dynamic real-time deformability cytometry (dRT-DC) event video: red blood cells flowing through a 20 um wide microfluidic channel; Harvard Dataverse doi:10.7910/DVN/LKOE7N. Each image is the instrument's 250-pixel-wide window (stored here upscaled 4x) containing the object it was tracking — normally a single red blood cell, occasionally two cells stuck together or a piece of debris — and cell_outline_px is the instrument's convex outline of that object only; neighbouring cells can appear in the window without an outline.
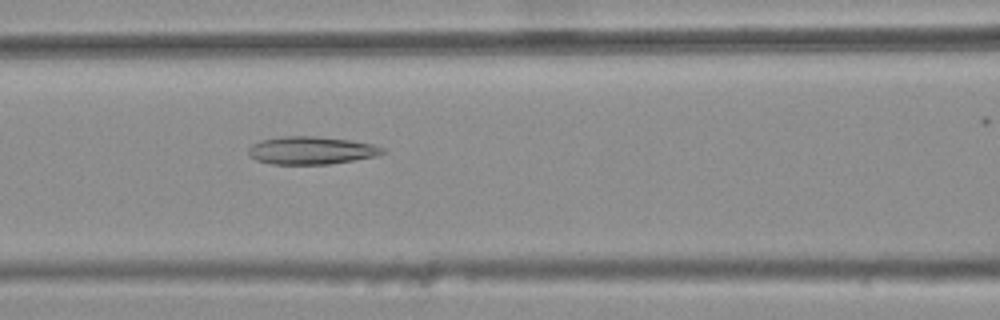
{"species": "common noctule bat (a hibernating species)", "species_latin": "Nyctalus noctula", "temperature_condition": "warm", "stored_images_in_passage": 48, "camera_frame_rate_fps": 3000, "um_per_image_px": 0.085, "animal": {"sex": "female", "body_mass_g": 25.1}, "frame": {"image": 1, "passage_image": 22, "time_ms": 7.0, "image_size_px": [1000, 320], "cell_outline_px": [[388, 152], [376, 156], [332, 164], [272, 164], [256, 160], [248, 152], [248, 148], [252, 144], [260, 140], [280, 136], [316, 136], [348, 140], [372, 144], [384, 148]], "centroid_in_image_um": [26.47, 12.78], "position_along_channel_um": 140.1, "area_um2": 21.79}}
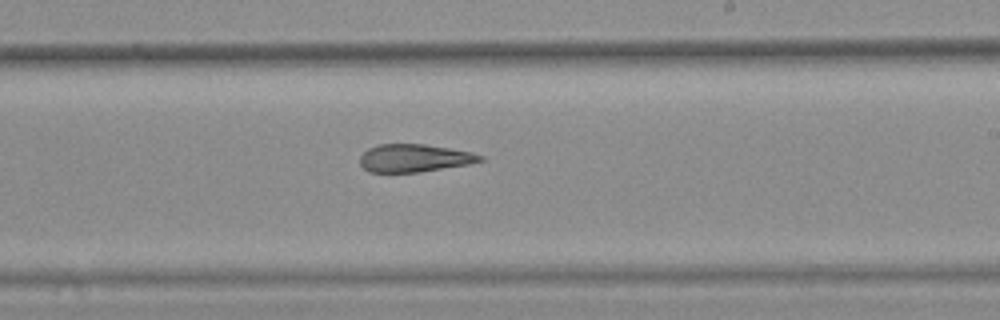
{"frame": {"image": 2, "passage_image": 31, "time_ms": 10.0, "image_size_px": [1000, 320], "cell_outline_px": [[484, 160], [468, 164], [420, 172], [368, 172], [360, 164], [360, 156], [368, 148], [380, 144], [424, 144], [472, 152], [484, 156]], "centroid_in_image_um": [35.21, 13.44], "position_along_channel_um": 253.8, "area_um2": 19.42}}
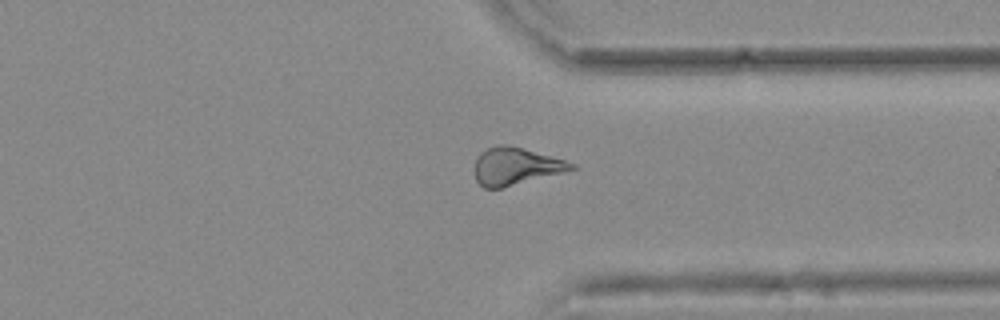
{"frame": {"image": 3, "passage_image": 40, "time_ms": 13.0, "image_size_px": [1000, 320], "cell_outline_px": [[576, 168], [564, 172], [500, 188], [484, 188], [476, 180], [476, 156], [480, 152], [488, 148], [500, 144], [504, 144], [524, 148], [564, 160], [576, 164]], "centroid_in_image_um": [43.83, 14.12], "position_along_channel_um": 367.6, "area_um2": 20.75}, "authors_computed_cell_mechanics": {"area_um2": 21.2704, "velocity_mm_per_s": 3.7996, "shape_relaxation_time_tau1_ms": null, "shape_relaxation_time_tau2_ms": 3.9669, "deformation_change_tau1": null, "deformation_change_tau2": 0.1532}}